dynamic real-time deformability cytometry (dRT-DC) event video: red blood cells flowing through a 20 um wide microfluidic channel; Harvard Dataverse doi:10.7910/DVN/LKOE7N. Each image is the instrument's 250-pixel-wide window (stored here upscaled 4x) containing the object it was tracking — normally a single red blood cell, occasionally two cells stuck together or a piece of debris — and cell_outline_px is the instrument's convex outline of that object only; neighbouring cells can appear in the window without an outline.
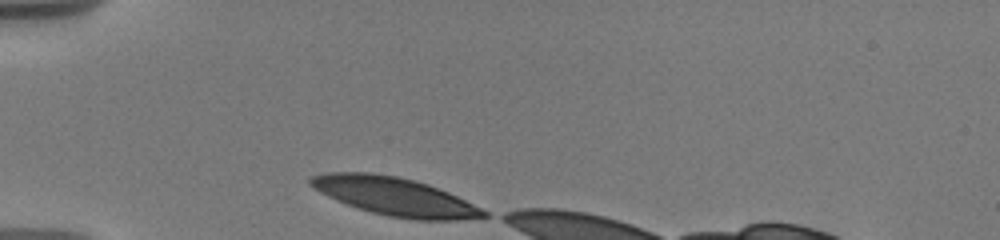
{"species": "human", "species_latin": "Homo sapiens", "temperature_condition": "warm", "stored_images_in_passage": 12, "camera_frame_rate_fps": 3000, "um_per_image_px": 0.085, "donor": {"sex": "male"}, "frame": {"image": 1, "passage_image": 1, "time_ms": 0.0, "image_size_px": [1000, 240], "cell_outline_px": [[488, 216], [460, 220], [412, 220], [388, 216], [372, 212], [336, 200], [312, 188], [308, 184], [308, 180], [312, 176], [324, 172], [372, 172], [396, 176], [428, 184], [448, 192], [488, 212]], "centroid_in_image_um": [33.51, 16.69], "position_along_channel_um": 51.5, "area_um2": 38.32}}